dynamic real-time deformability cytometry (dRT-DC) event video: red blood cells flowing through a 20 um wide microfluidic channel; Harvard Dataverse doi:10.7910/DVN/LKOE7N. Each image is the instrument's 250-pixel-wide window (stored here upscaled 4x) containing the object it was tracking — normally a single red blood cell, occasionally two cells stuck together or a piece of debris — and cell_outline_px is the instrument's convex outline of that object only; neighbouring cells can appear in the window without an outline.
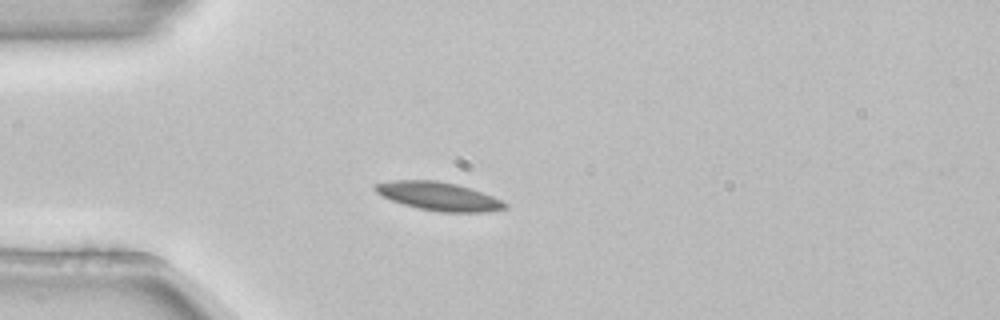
{"species": "common noctule bat (a hibernating species)", "species_latin": "Nyctalus noctula", "temperature_condition": "room temperature", "stored_images_in_passage": 2, "camera_frame_rate_fps": 3000, "um_per_image_px": 0.085, "animal": {"sex": "female", "body_mass_g": 22.7, "forearm_length_mm": 54.2}, "frame": {"image": 1, "passage_image": 2, "time_ms": 0.333, "image_size_px": [1000, 320], "cell_outline_px": [[508, 208], [488, 212], [440, 212], [420, 208], [404, 204], [392, 200], [376, 192], [372, 188], [372, 184], [392, 180], [436, 180], [456, 184], [472, 188], [492, 196], [508, 204]], "centroid_in_image_um": [37.29, 16.67], "position_along_channel_um": 47.7, "area_um2": 21.5}}